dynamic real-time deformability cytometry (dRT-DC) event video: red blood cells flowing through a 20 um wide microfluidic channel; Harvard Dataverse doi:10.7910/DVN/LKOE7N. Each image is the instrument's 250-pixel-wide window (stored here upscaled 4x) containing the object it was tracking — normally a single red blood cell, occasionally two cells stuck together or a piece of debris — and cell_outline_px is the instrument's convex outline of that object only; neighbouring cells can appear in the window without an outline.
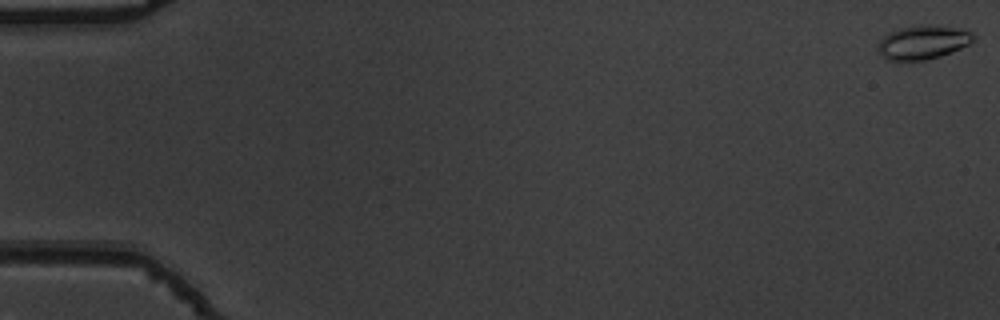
{"species": "common noctule bat (a hibernating species)", "species_latin": "Nyctalus noctula", "temperature_condition": "warm", "stored_images_in_passage": 54, "camera_frame_rate_fps": 3000, "um_per_image_px": 0.085, "animal": {"sex": "male", "body_mass_g": 19.5, "forearm_length_mm": 54.6}, "frame": {"image": 1, "passage_image": 1, "time_ms": 0.0, "image_size_px": [1000, 320], "cell_outline_px": [[976, 36], [968, 44], [960, 48], [940, 56], [924, 60], [888, 60], [880, 56], [880, 40], [884, 36], [900, 28], [920, 24], [952, 28], [972, 32]], "centroid_in_image_um": [78.44, 3.6], "position_along_channel_um": 6.6, "area_um2": 18.26}}
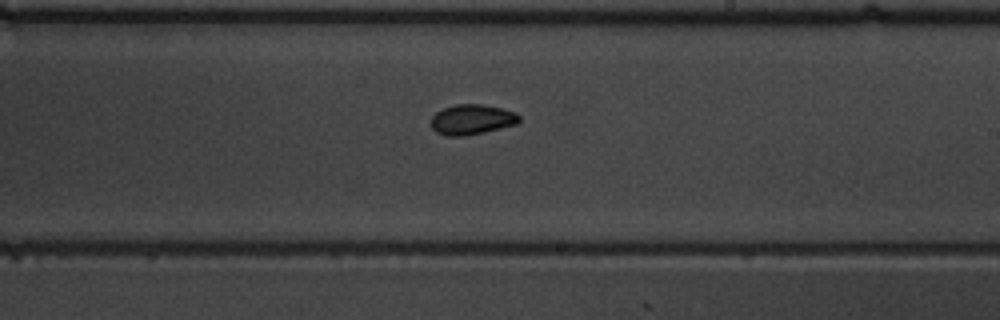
{"frame": {"image": 2, "passage_image": 33, "time_ms": 10.667, "image_size_px": [1000, 320], "cell_outline_px": [[520, 120], [516, 124], [484, 132], [460, 136], [444, 136], [436, 132], [432, 128], [432, 116], [436, 112], [444, 108], [456, 104], [484, 104], [516, 112], [520, 116]], "centroid_in_image_um": [40.11, 10.15], "position_along_channel_um": 248.9, "area_um2": 15.43}}
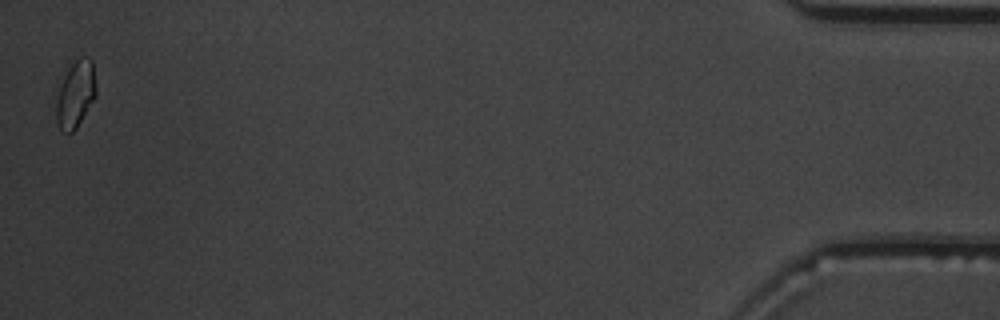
{"frame": {"image": 3, "passage_image": 54, "time_ms": 17.667, "image_size_px": [1000, 320], "cell_outline_px": [[96, 96], [76, 128], [72, 132], [68, 132], [60, 128], [56, 120], [56, 96], [64, 76], [68, 68], [80, 56], [92, 60], [96, 88]], "centroid_in_image_um": [6.42, 8.0], "position_along_channel_um": 428.8, "area_um2": 15.26}, "authors_computed_cell_mechanics": {"area_um2": 15.6638, "velocity_mm_per_s": 3.8357, "shape_relaxation_time_tau1_ms": 6.3417, "shape_relaxation_time_tau2_ms": 4.1425, "deformation_change_tau1": 0.1344, "deformation_change_tau2": 0.0798}}